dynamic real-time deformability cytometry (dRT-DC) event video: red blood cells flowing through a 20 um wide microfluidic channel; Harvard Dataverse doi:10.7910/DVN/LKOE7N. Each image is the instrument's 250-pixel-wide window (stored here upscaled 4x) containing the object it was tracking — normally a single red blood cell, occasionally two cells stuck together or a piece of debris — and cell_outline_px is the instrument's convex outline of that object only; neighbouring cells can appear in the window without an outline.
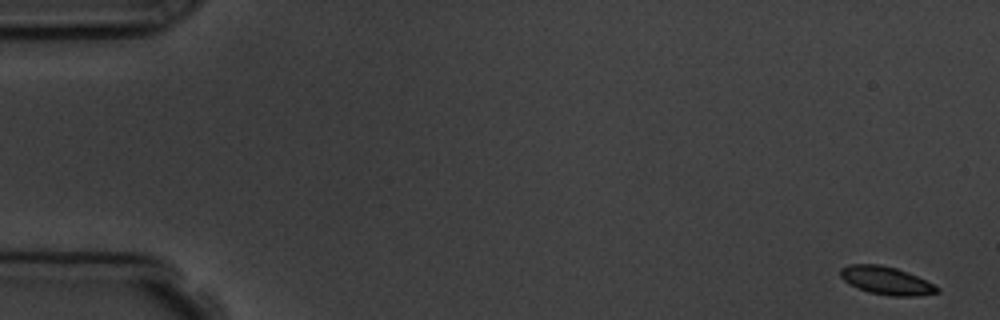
{"species": "common noctule bat (a hibernating species)", "species_latin": "Nyctalus noctula", "temperature_condition": "room temperature", "stored_images_in_passage": 5, "camera_frame_rate_fps": 3000, "um_per_image_px": 0.085, "animal": {"sex": "male", "body_mass_g": 19.5, "forearm_length_mm": 54.6}, "frame": {"image": 1, "passage_image": 1, "time_ms": 0.0, "image_size_px": [1000, 320], "cell_outline_px": [[940, 292], [916, 296], [888, 296], [868, 292], [848, 284], [840, 276], [840, 268], [848, 264], [880, 264], [896, 268], [908, 272], [940, 288]], "centroid_in_image_um": [75.3, 23.85], "position_along_channel_um": 9.7, "area_um2": 15.84}}
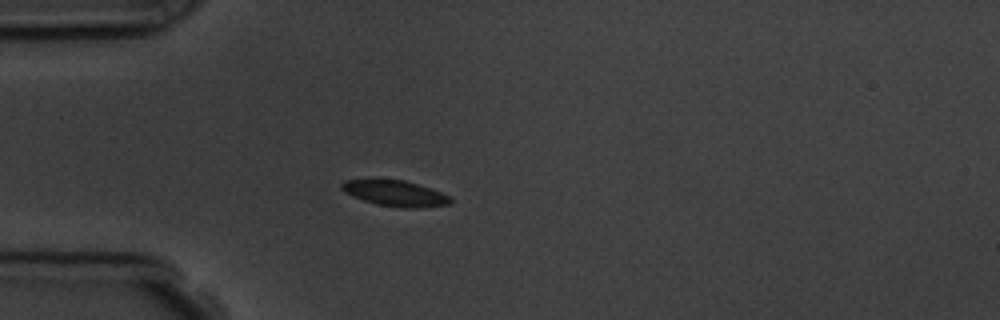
{"frame": {"image": 2, "passage_image": 5, "time_ms": 4.667, "image_size_px": [1000, 320], "cell_outline_px": [[452, 200], [448, 204], [420, 208], [400, 208], [376, 204], [364, 200], [344, 192], [340, 188], [340, 184], [344, 180], [404, 180], [432, 188], [448, 196]], "centroid_in_image_um": [33.58, 16.44], "position_along_channel_um": 51.4, "area_um2": 16.18}}